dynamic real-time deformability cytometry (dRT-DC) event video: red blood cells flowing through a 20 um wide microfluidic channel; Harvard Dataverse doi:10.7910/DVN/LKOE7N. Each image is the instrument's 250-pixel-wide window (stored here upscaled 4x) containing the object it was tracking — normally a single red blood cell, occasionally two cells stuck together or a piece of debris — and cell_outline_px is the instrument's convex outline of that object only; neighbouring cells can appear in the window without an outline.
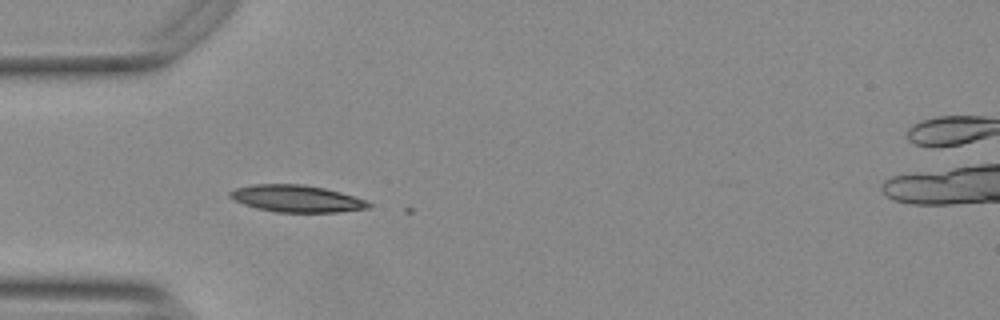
{"species": "Egyptian fruit bat (a non-hibernating species)", "species_latin": "Rousettus aegyptiacus", "temperature_condition": "warm", "stored_images_in_passage": 3, "camera_frame_rate_fps": 3000, "um_per_image_px": 0.085, "animal": {"sex": "female"}, "frame": {"image": 1, "passage_image": 1, "time_ms": 0.0, "image_size_px": [1000, 320], "cell_outline_px": [[372, 204], [368, 208], [336, 212], [276, 212], [256, 208], [232, 200], [228, 196], [228, 192], [236, 188], [252, 184], [300, 184], [324, 188], [340, 192], [368, 200]], "centroid_in_image_um": [25.18, 16.88], "position_along_channel_um": 59.8, "area_um2": 21.85}}